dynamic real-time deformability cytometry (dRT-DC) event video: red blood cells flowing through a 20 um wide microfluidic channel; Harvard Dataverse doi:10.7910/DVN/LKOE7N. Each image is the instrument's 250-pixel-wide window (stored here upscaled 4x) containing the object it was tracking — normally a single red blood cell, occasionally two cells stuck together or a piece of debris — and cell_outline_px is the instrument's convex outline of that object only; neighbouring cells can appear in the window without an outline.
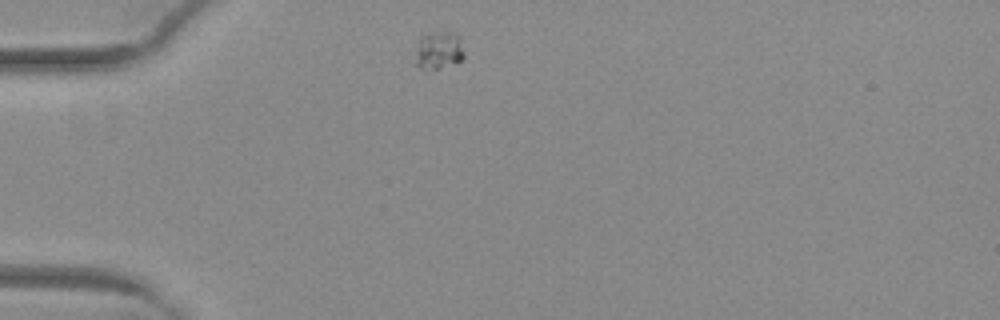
{"species": "common noctule bat (a hibernating species)", "species_latin": "Nyctalus noctula", "temperature_condition": "warm", "stored_images_in_passage": 41, "camera_frame_rate_fps": 3000, "um_per_image_px": 0.085, "animal": {"sex": "female", "body_mass_g": 29.2, "forearm_length_mm": 56.3}, "frame": {"image": 1, "passage_image": 1, "time_ms": 0.0, "image_size_px": [1000, 320], "cell_outline_px": [[464, 60], [456, 64], [428, 72], [412, 64], [420, 36], [428, 32], [452, 32], [460, 36], [464, 52]], "centroid_in_image_um": [37.26, 4.33], "position_along_channel_um": 47.7, "area_um2": 11.56}}
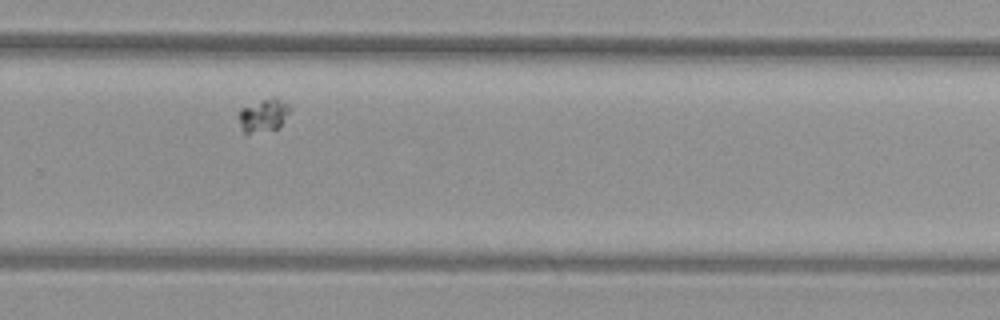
{"frame": {"image": 2, "passage_image": 24, "time_ms": 7.667, "image_size_px": [1000, 320], "cell_outline_px": [[292, 108], [280, 128], [248, 132], [244, 132], [240, 128], [236, 116], [240, 108], [260, 100], [272, 96], [276, 96], [288, 104]], "centroid_in_image_um": [22.39, 9.76], "position_along_channel_um": 307.4, "area_um2": 10.12}}
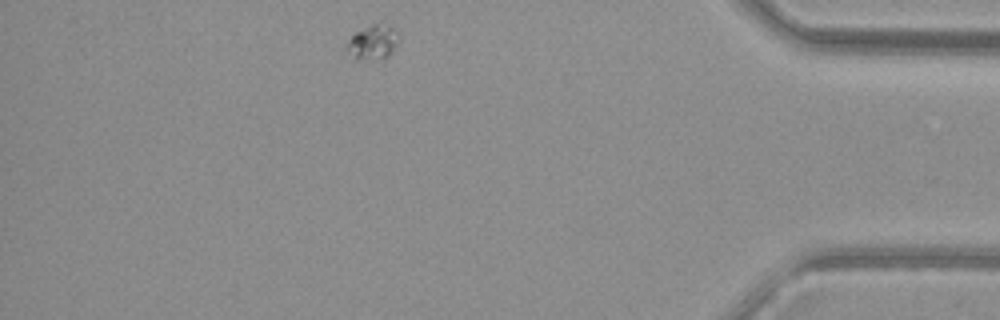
{"frame": {"image": 3, "passage_image": 35, "time_ms": 11.333, "image_size_px": [1000, 320], "cell_outline_px": [[400, 40], [392, 52], [384, 60], [356, 60], [344, 48], [344, 44], [356, 32], [372, 24], [388, 24], [400, 32]], "centroid_in_image_um": [31.72, 3.62], "position_along_channel_um": 403.5, "area_um2": 10.98}}